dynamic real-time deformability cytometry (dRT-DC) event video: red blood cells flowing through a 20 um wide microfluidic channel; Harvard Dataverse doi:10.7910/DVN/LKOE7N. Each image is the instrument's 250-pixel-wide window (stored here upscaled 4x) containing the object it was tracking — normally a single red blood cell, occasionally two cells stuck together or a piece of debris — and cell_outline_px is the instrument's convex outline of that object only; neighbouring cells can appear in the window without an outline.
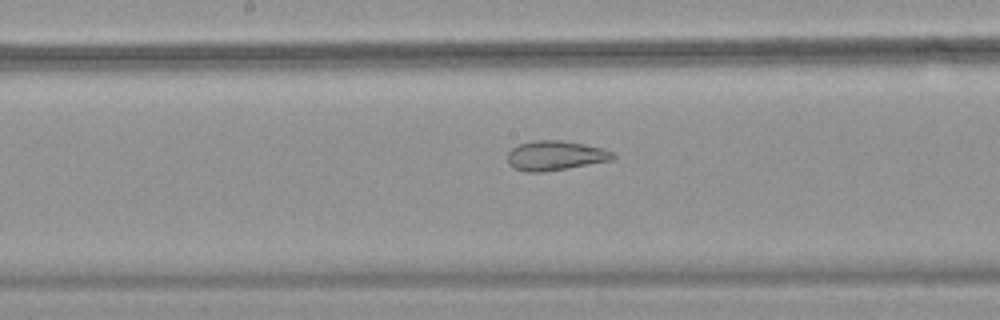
{"species": "common noctule bat (a hibernating species)", "species_latin": "Nyctalus noctula", "temperature_condition": "warm", "stored_images_in_passage": 37, "camera_frame_rate_fps": 3000, "um_per_image_px": 0.085, "animal": {"sex": "female", "body_mass_g": 18.4}, "frame": {"image": 1, "passage_image": 11, "time_ms": 3.333, "image_size_px": [1000, 320], "cell_outline_px": [[616, 156], [612, 160], [568, 168], [544, 172], [528, 172], [512, 168], [508, 164], [508, 152], [512, 148], [520, 144], [536, 140], [560, 140], [584, 144], [604, 148], [612, 152]], "centroid_in_image_um": [47.19, 13.23], "position_along_channel_um": 201.0, "area_um2": 18.21}}
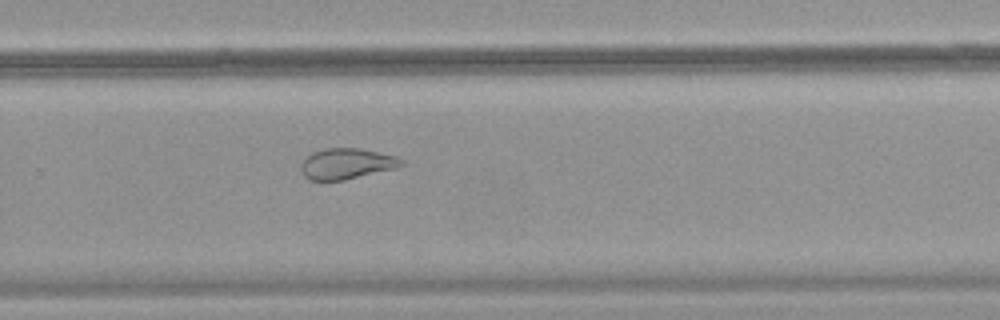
{"frame": {"image": 2, "passage_image": 19, "time_ms": 6.0, "image_size_px": [1000, 320], "cell_outline_px": [[404, 164], [400, 168], [344, 180], [308, 180], [304, 176], [300, 168], [304, 160], [312, 152], [324, 148], [360, 148], [396, 156], [404, 160]], "centroid_in_image_um": [29.51, 13.92], "position_along_channel_um": 300.3, "area_um2": 18.21}}
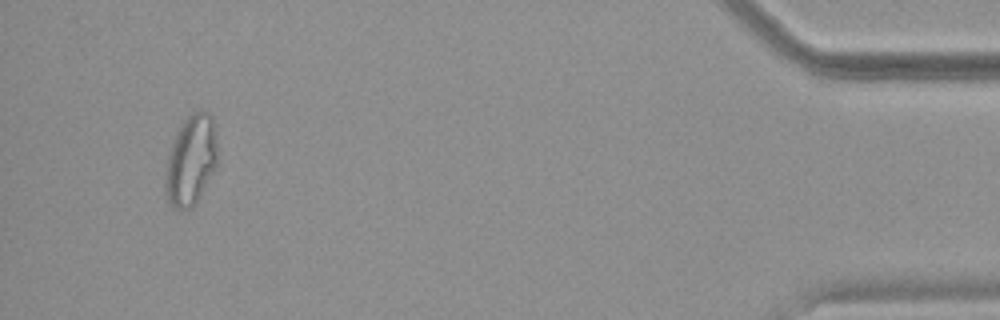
{"frame": {"image": 3, "passage_image": 34, "time_ms": 11.0, "image_size_px": [1000, 320], "cell_outline_px": [[216, 168], [196, 204], [192, 208], [172, 208], [168, 204], [164, 192], [164, 176], [168, 152], [180, 124], [192, 112], [208, 112], [212, 116], [216, 132]], "centroid_in_image_um": [16.2, 13.66], "position_along_channel_um": 419.0, "area_um2": 27.8}}